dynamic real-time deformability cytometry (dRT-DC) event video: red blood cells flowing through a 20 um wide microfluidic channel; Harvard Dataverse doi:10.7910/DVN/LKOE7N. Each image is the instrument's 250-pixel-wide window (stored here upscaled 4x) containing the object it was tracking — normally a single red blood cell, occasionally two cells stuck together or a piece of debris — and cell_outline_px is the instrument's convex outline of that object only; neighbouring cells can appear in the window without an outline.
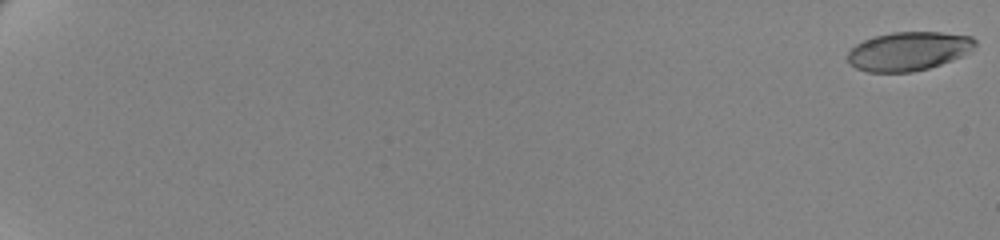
{"species": "human", "species_latin": "Homo sapiens", "temperature_condition": "cold", "stored_images_in_passage": 63, "camera_frame_rate_fps": 3000, "um_per_image_px": 0.085, "donor": {"sex": "female"}, "frame": {"image": 1, "passage_image": 1, "time_ms": 0.0, "image_size_px": [1000, 240], "cell_outline_px": [[976, 44], [968, 52], [952, 60], [928, 68], [912, 72], [868, 72], [856, 68], [848, 60], [848, 52], [856, 44], [864, 40], [876, 36], [892, 32], [940, 32], [972, 36], [976, 40]], "centroid_in_image_um": [77.23, 4.35], "position_along_channel_um": 7.8, "area_um2": 28.61}}
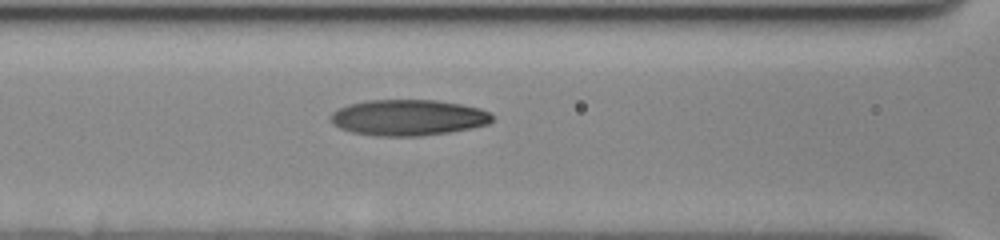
{"frame": {"image": 2, "passage_image": 32, "time_ms": 10.333, "image_size_px": [1000, 240], "cell_outline_px": [[492, 120], [488, 124], [448, 132], [420, 136], [376, 136], [352, 132], [340, 128], [332, 124], [332, 112], [348, 104], [368, 100], [436, 100], [460, 104], [480, 108], [488, 112], [492, 116]], "centroid_in_image_um": [34.67, 9.99], "position_along_channel_um": 131.9, "area_um2": 33.64}}
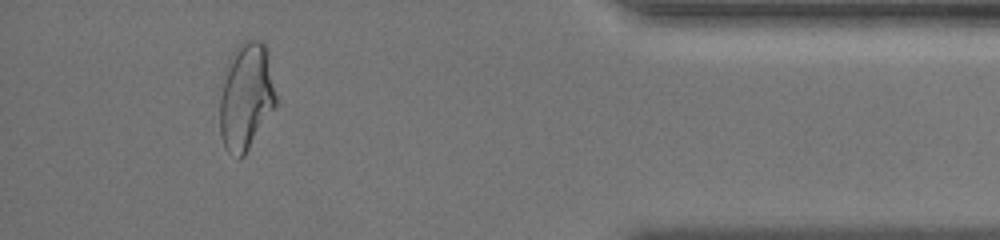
{"frame": {"image": 3, "passage_image": 59, "time_ms": 19.333, "image_size_px": [1000, 240], "cell_outline_px": [[276, 104], [244, 156], [236, 160], [224, 148], [220, 132], [220, 96], [224, 72], [228, 56], [244, 40], [260, 40], [264, 44], [276, 96]], "centroid_in_image_um": [20.86, 8.23], "position_along_channel_um": 414.3, "area_um2": 34.85}, "authors_computed_cell_mechanics": {"area_um2": 32.657, "velocity_mm_per_s": 3.4842, "shape_relaxation_time_tau1_ms": 6.7261, "shape_relaxation_time_tau2_ms": 2.2956, "deformation_change_tau1": 0.1978, "deformation_change_tau2": 0.0936}}